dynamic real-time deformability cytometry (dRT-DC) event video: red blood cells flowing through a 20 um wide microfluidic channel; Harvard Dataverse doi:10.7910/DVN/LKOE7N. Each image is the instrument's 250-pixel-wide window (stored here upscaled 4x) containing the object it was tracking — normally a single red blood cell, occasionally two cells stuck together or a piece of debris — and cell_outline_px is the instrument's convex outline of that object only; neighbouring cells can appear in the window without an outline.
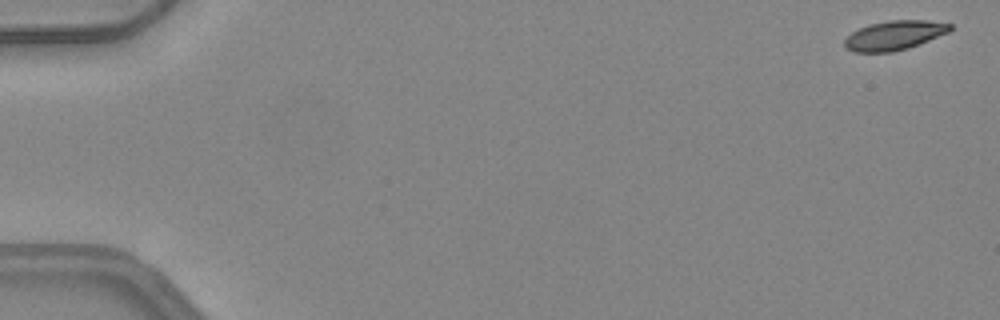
{"species": "common noctule bat (a hibernating species)", "species_latin": "Nyctalus noctula", "temperature_condition": "warm", "stored_images_in_passage": 7, "camera_frame_rate_fps": 3000, "um_per_image_px": 0.085, "animal": {"sex": "female", "body_mass_g": 24.6, "forearm_length_mm": 56.2}, "frame": {"image": 1, "passage_image": 1, "time_ms": 0.0, "image_size_px": [1000, 320], "cell_outline_px": [[952, 28], [948, 32], [908, 48], [892, 52], [852, 52], [844, 48], [844, 40], [852, 32], [868, 24], [888, 20], [924, 20], [952, 24]], "centroid_in_image_um": [75.97, 3.0], "position_along_channel_um": 9.0, "area_um2": 17.98}}